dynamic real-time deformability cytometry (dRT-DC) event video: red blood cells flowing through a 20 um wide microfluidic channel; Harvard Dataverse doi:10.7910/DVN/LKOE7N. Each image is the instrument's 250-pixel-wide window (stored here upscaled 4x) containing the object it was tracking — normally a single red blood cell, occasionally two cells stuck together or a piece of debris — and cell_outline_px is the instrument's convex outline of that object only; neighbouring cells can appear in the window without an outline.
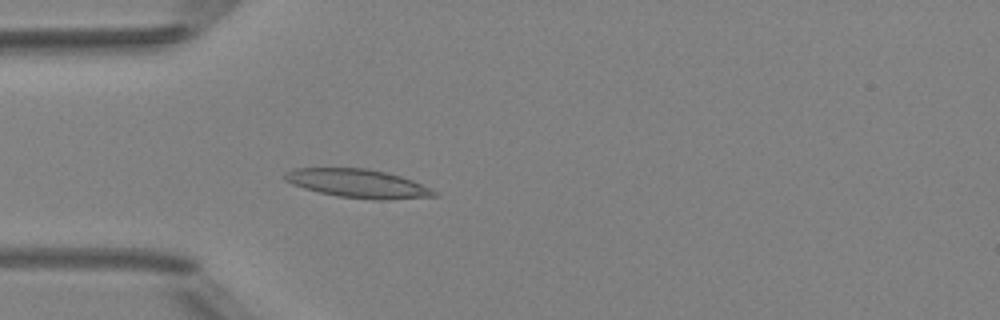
{"species": "Egyptian fruit bat (a non-hibernating species)", "species_latin": "Rousettus aegyptiacus", "temperature_condition": "room temperature", "stored_images_in_passage": 4, "camera_frame_rate_fps": 3000, "um_per_image_px": 0.085, "animal": {"sex": "female"}, "frame": {"image": 1, "passage_image": 4, "time_ms": 3.333, "image_size_px": [1000, 320], "cell_outline_px": [[440, 196], [388, 200], [376, 200], [336, 196], [304, 188], [292, 184], [284, 180], [284, 172], [292, 168], [368, 168], [388, 172], [412, 180], [432, 188], [440, 192]], "centroid_in_image_um": [30.47, 15.6], "position_along_channel_um": 54.5, "area_um2": 25.26}}